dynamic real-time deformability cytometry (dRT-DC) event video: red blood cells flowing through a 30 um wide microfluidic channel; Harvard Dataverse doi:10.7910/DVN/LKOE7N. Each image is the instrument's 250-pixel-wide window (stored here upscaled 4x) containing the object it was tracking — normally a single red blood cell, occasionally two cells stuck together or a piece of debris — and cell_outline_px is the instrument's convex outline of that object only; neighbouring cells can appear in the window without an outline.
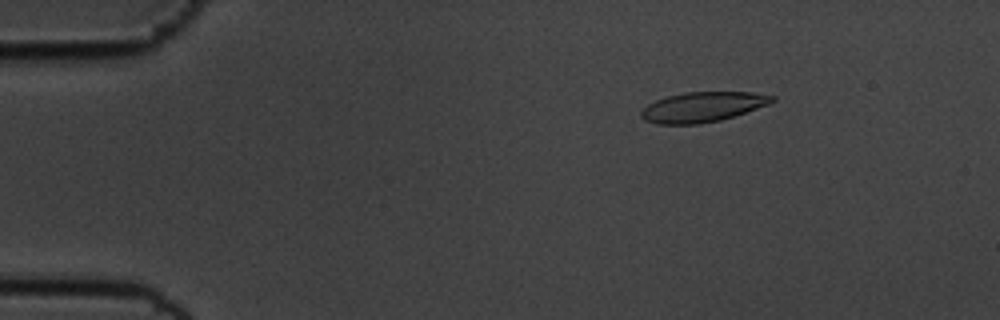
{"species": "common noctule bat (a hibernating species)", "species_latin": "Nyctalus noctula", "temperature_condition": "cold", "stored_images_in_passage": 57, "camera_frame_rate_fps": 3000, "um_per_image_px": 0.085, "animal": {"sex": "male", "body_mass_g": 19.5, "forearm_length_mm": 54.6}, "frame": {"image": 1, "passage_image": 9, "time_ms": 2.667, "image_size_px": [1000, 320], "cell_outline_px": [[776, 100], [768, 104], [720, 120], [700, 124], [656, 124], [644, 120], [640, 116], [640, 112], [648, 104], [656, 100], [668, 96], [684, 92], [752, 92], [776, 96]], "centroid_in_image_um": [59.7, 9.09], "position_along_channel_um": 25.3, "area_um2": 22.77}}
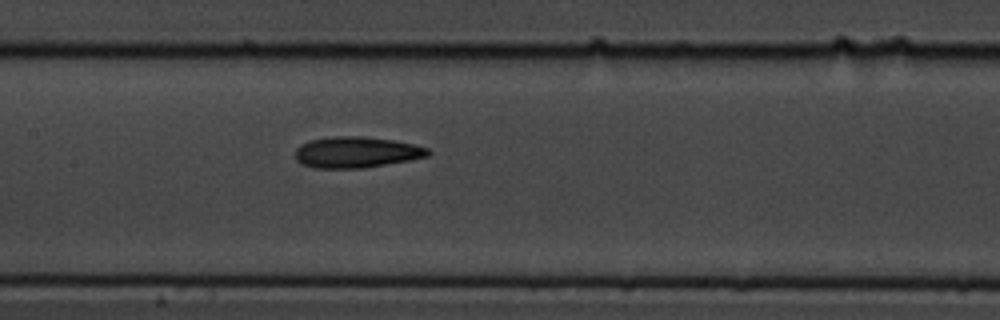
{"frame": {"image": 2, "passage_image": 28, "time_ms": 9.0, "image_size_px": [1000, 320], "cell_outline_px": [[432, 152], [428, 156], [412, 160], [364, 168], [312, 168], [300, 164], [296, 160], [296, 148], [300, 144], [312, 140], [332, 136], [360, 136], [392, 140], [412, 144], [428, 148]], "centroid_in_image_um": [30.29, 12.95], "position_along_channel_um": 177.1, "area_um2": 24.16}}
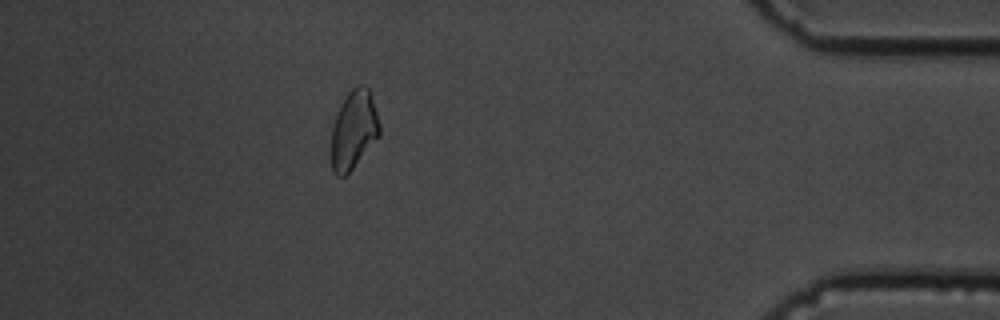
{"frame": {"image": 3, "passage_image": 51, "time_ms": 16.667, "image_size_px": [1000, 320], "cell_outline_px": [[380, 136], [352, 168], [344, 176], [336, 176], [332, 168], [332, 124], [336, 112], [340, 104], [348, 92], [356, 84], [360, 84], [368, 88], [380, 124]], "centroid_in_image_um": [30.06, 11.01], "position_along_channel_um": 405.1, "area_um2": 21.96}, "authors_computed_cell_mechanics": {"area_um2": 23.12, "velocity_mm_per_s": 3.538, "shape_relaxation_time_tau1_ms": 4.2624, "shape_relaxation_time_tau2_ms": 4.8809, "deformation_change_tau1": 0.0954, "deformation_change_tau2": 0.1174}}